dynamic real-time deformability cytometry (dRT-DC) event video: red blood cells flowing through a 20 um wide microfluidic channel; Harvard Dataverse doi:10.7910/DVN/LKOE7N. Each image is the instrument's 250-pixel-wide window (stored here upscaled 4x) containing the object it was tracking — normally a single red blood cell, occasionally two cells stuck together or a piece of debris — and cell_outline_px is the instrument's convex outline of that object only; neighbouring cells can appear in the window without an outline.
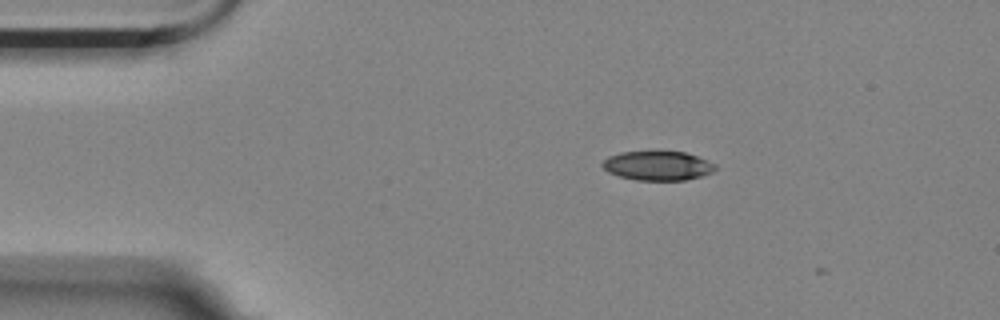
{"species": "Egyptian fruit bat (a non-hibernating species)", "species_latin": "Rousettus aegyptiacus", "temperature_condition": "room temperature", "stored_images_in_passage": 3, "camera_frame_rate_fps": 3000, "um_per_image_px": 0.085, "animal": {"sex": "female"}, "frame": {"image": 1, "passage_image": 2, "time_ms": 0.333, "image_size_px": [1000, 320], "cell_outline_px": [[716, 168], [712, 172], [700, 176], [684, 180], [636, 180], [620, 176], [608, 172], [600, 164], [608, 156], [620, 152], [684, 152], [696, 156], [716, 164]], "centroid_in_image_um": [55.88, 14.09], "position_along_channel_um": 29.1, "area_um2": 19.02}}